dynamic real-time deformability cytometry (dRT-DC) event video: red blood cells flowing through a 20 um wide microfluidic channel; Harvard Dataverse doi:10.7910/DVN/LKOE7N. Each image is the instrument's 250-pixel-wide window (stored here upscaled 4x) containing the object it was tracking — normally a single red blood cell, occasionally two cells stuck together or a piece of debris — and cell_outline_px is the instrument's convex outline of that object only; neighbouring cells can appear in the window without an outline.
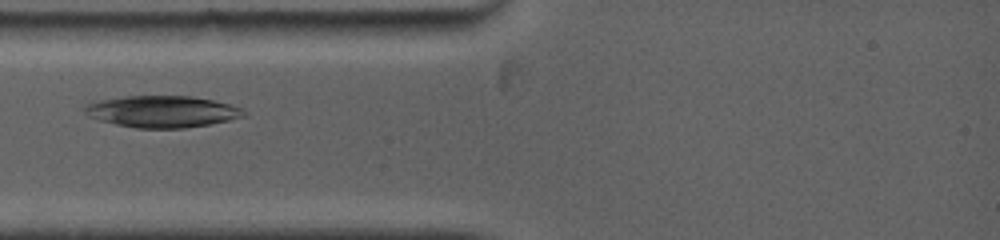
{"species": "common noctule bat (a hibernating species)", "species_latin": "Nyctalus noctula", "temperature_condition": "warm", "stored_images_in_passage": 5, "camera_frame_rate_fps": 5000, "um_per_image_px": 0.085, "animal": {"sex": "female", "body_mass_g": 19.0, "forearm_length_mm": 53.3}, "frame": {"image": 1, "passage_image": 1, "time_ms": 0.0, "image_size_px": [1000, 240], "cell_outline_px": [[248, 116], [208, 124], [184, 128], [136, 128], [116, 124], [100, 120], [88, 116], [84, 112], [84, 104], [100, 100], [124, 96], [192, 96], [212, 100], [228, 104], [240, 108], [248, 112]], "centroid_in_image_um": [13.78, 9.48], "position_along_channel_um": 71.2, "area_um2": 29.3}}
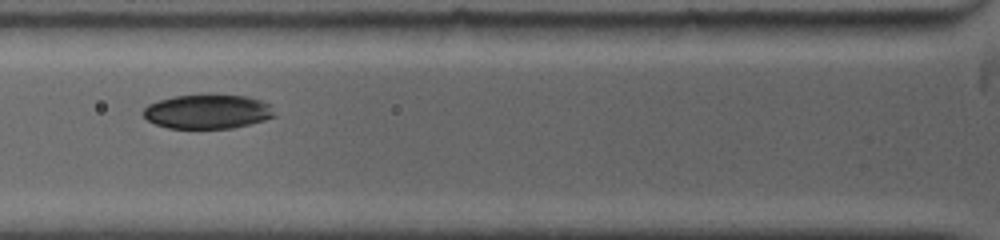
{"frame": {"image": 2, "passage_image": 3, "time_ms": 1.0, "image_size_px": [1000, 240], "cell_outline_px": [[276, 116], [264, 120], [232, 128], [168, 128], [156, 124], [148, 120], [140, 112], [148, 104], [160, 100], [176, 96], [208, 92], [248, 96], [272, 104]], "centroid_in_image_um": [17.67, 9.44], "position_along_channel_um": 108.1, "area_um2": 26.93}}